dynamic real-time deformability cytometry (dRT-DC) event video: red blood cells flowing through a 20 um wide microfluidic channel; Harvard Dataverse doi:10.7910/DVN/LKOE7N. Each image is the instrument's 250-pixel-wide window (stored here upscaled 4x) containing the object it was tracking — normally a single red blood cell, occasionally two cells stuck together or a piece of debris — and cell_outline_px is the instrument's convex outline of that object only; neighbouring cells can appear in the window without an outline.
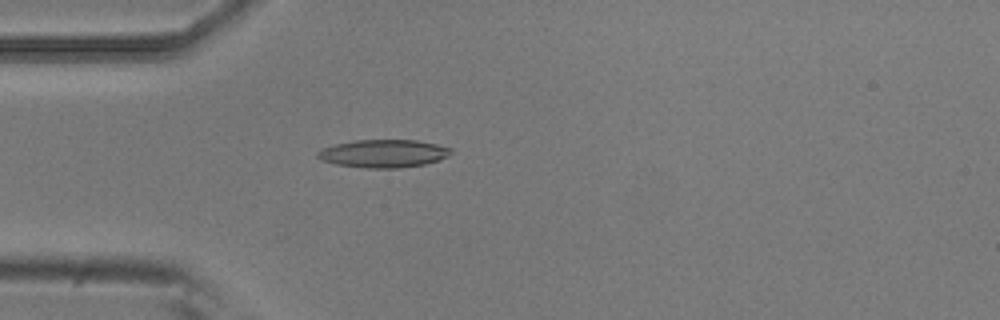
{"species": "common noctule bat (a hibernating species)", "species_latin": "Nyctalus noctula", "temperature_condition": "room temperature", "stored_images_in_passage": 5, "camera_frame_rate_fps": 3000, "um_per_image_px": 0.085, "animal": {"sex": "male", "body_mass_g": 20.5, "forearm_length_mm": 52.5}, "frame": {"image": 1, "passage_image": 5, "time_ms": 1.333, "image_size_px": [1000, 320], "cell_outline_px": [[452, 152], [448, 156], [440, 160], [424, 164], [400, 168], [364, 168], [336, 164], [324, 160], [316, 156], [316, 152], [324, 148], [336, 144], [356, 140], [416, 140], [436, 144], [452, 148]], "centroid_in_image_um": [32.63, 13.05], "position_along_channel_um": 52.4, "area_um2": 21.62}}